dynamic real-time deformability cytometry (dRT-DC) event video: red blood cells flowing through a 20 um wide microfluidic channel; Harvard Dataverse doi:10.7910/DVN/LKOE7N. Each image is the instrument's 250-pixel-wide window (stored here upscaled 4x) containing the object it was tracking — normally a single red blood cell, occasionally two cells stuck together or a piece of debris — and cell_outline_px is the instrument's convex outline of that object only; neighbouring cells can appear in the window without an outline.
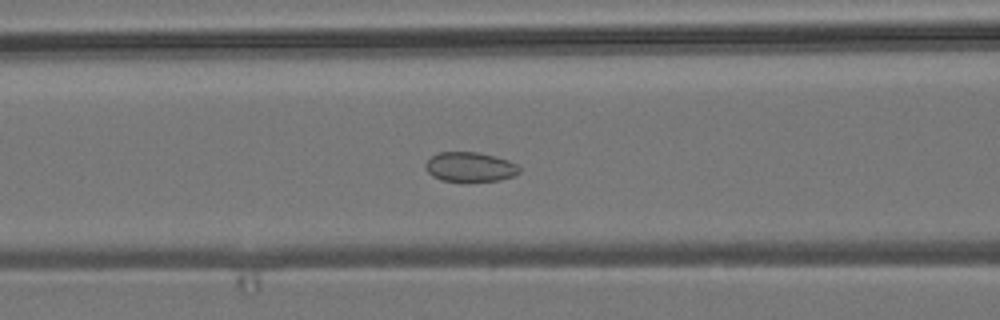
{"species": "common noctule bat (a hibernating species)", "species_latin": "Nyctalus noctula", "temperature_condition": "room temperature", "stored_images_in_passage": 56, "camera_frame_rate_fps": 3000, "um_per_image_px": 0.085, "animal": {"sex": "male", "body_mass_g": 19.2, "forearm_length_mm": 51.8}, "frame": {"image": 1, "passage_image": 23, "time_ms": 7.333, "image_size_px": [1000, 320], "cell_outline_px": [[520, 172], [512, 176], [500, 180], [440, 180], [432, 176], [428, 172], [424, 164], [436, 152], [476, 152], [508, 160], [516, 164], [520, 168]], "centroid_in_image_um": [39.92, 14.17], "position_along_channel_um": 126.7, "area_um2": 15.84}}
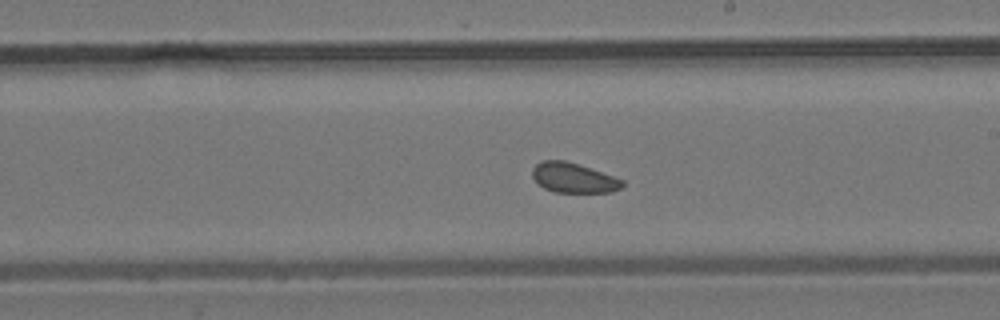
{"frame": {"image": 2, "passage_image": 32, "time_ms": 10.333, "image_size_px": [1000, 320], "cell_outline_px": [[624, 184], [620, 188], [612, 192], [556, 192], [544, 188], [532, 176], [532, 168], [540, 160], [564, 160], [580, 164], [624, 180]], "centroid_in_image_um": [48.75, 15.1], "position_along_channel_um": 240.3, "area_um2": 15.66}}
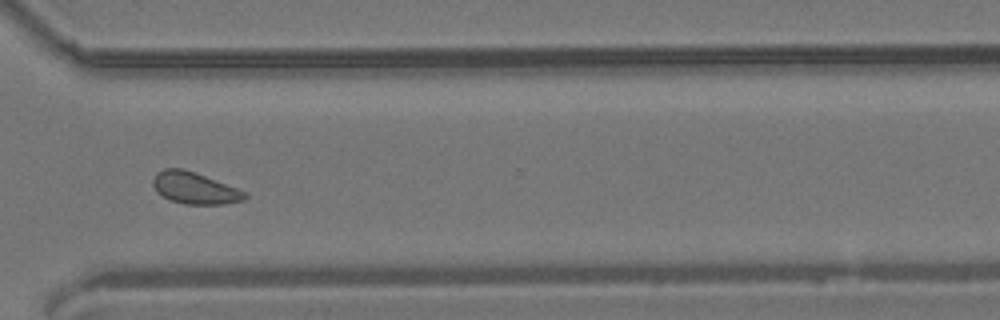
{"frame": {"image": 3, "passage_image": 41, "time_ms": 13.333, "image_size_px": [1000, 320], "cell_outline_px": [[248, 196], [244, 200], [224, 204], [184, 204], [168, 200], [160, 196], [156, 192], [152, 184], [152, 180], [156, 172], [164, 168], [184, 168], [196, 172], [236, 188], [244, 192]], "centroid_in_image_um": [16.47, 15.98], "position_along_channel_um": 354.1, "area_um2": 17.17}, "authors_computed_cell_mechanics": {"area_um2": 17.1377, "velocity_mm_per_s": 3.796, "shape_relaxation_time_tau1_ms": null, "shape_relaxation_time_tau2_ms": 5.0424, "deformation_change_tau1": null, "deformation_change_tau2": 0.095}}